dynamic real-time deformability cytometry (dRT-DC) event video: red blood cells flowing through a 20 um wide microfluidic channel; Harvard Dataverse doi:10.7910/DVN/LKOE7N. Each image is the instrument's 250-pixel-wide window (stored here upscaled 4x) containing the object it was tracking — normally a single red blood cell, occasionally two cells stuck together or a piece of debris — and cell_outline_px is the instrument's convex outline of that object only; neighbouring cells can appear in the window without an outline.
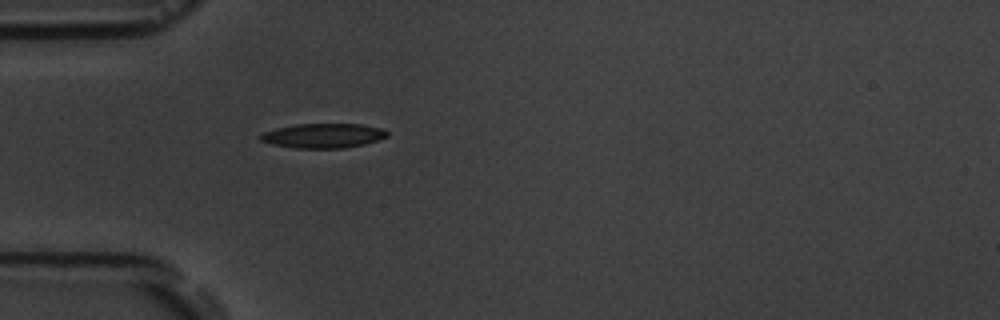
{"species": "common noctule bat (a hibernating species)", "species_latin": "Nyctalus noctula", "temperature_condition": "room temperature", "stored_images_in_passage": 1, "camera_frame_rate_fps": 3000, "um_per_image_px": 0.085, "animal": {"sex": "male", "body_mass_g": 19.5, "forearm_length_mm": 54.6}, "frame": {"image": 1, "passage_image": 1, "time_ms": 0.0, "image_size_px": [1000, 320], "cell_outline_px": [[388, 136], [364, 144], [344, 148], [296, 148], [272, 144], [260, 140], [260, 136], [264, 132], [276, 128], [296, 124], [360, 124], [380, 128], [388, 132]], "centroid_in_image_um": [27.47, 11.53], "position_along_channel_um": 57.5, "area_um2": 17.92}}